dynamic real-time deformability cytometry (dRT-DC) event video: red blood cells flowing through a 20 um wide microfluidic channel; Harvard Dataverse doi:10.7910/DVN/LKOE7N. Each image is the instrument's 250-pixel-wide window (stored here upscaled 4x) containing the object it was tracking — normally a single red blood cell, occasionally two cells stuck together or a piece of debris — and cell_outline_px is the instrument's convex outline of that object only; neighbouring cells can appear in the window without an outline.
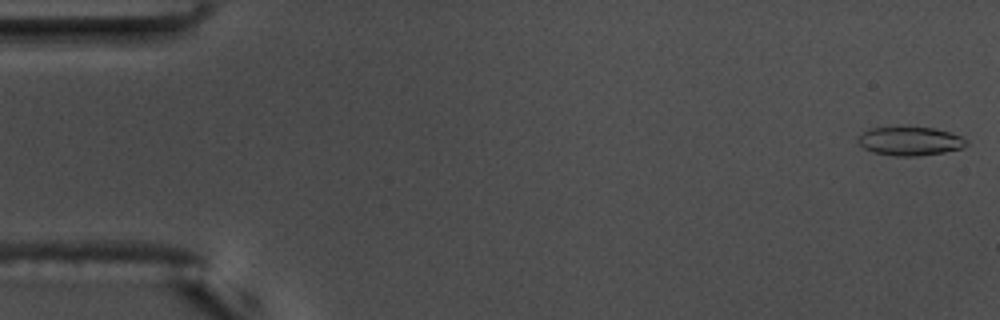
{"species": "common noctule bat (a hibernating species)", "species_latin": "Nyctalus noctula", "temperature_condition": "warm", "stored_images_in_passage": 56, "camera_frame_rate_fps": 3000, "um_per_image_px": 0.085, "animal": {"sex": "male", "body_mass_g": 17.5, "forearm_length_mm": 52.3}, "frame": {"image": 1, "passage_image": 1, "time_ms": 0.0, "image_size_px": [1000, 320], "cell_outline_px": [[968, 144], [960, 148], [944, 152], [920, 156], [892, 156], [872, 152], [864, 148], [856, 140], [868, 128], [900, 124], [936, 128], [960, 136], [968, 140]], "centroid_in_image_um": [77.31, 11.95], "position_along_channel_um": 7.7, "area_um2": 18.9}}
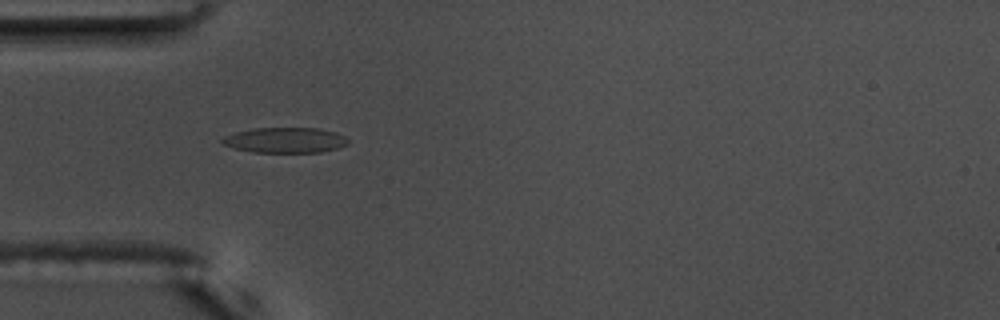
{"frame": {"image": 2, "passage_image": 17, "time_ms": 5.333, "image_size_px": [1000, 320], "cell_outline_px": [[348, 144], [336, 148], [320, 152], [252, 152], [236, 148], [224, 144], [220, 140], [224, 136], [236, 132], [252, 128], [316, 128], [336, 132], [344, 136], [348, 140]], "centroid_in_image_um": [24.23, 11.9], "position_along_channel_um": 60.8, "area_um2": 18.44}}
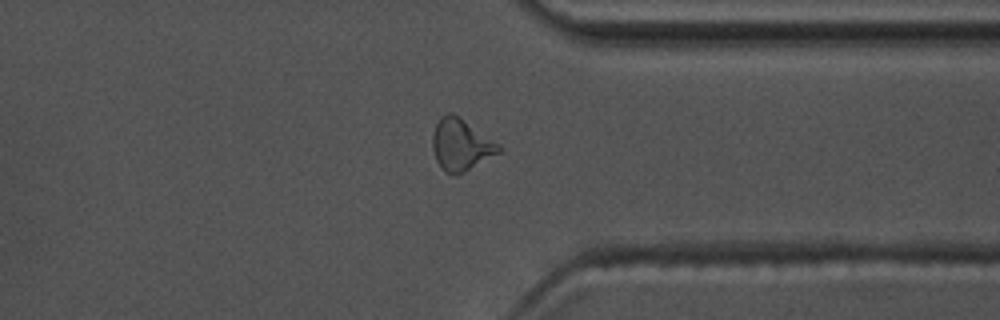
{"frame": {"image": 3, "passage_image": 43, "time_ms": 14.0, "image_size_px": [1000, 320], "cell_outline_px": [[504, 148], [500, 152], [464, 172], [456, 176], [452, 176], [444, 172], [436, 160], [432, 148], [432, 136], [436, 124], [440, 116], [448, 112], [452, 112], [500, 144]], "centroid_in_image_um": [39.17, 12.32], "position_along_channel_um": 372.2, "area_um2": 20.06}, "authors_computed_cell_mechanics": {"area_um2": 18.4382, "velocity_mm_per_s": 3.6528, "shape_relaxation_time_tau1_ms": 6.7907, "shape_relaxation_time_tau2_ms": 2.3271, "deformation_change_tau1": 0.1826, "deformation_change_tau2": 0.1018}}